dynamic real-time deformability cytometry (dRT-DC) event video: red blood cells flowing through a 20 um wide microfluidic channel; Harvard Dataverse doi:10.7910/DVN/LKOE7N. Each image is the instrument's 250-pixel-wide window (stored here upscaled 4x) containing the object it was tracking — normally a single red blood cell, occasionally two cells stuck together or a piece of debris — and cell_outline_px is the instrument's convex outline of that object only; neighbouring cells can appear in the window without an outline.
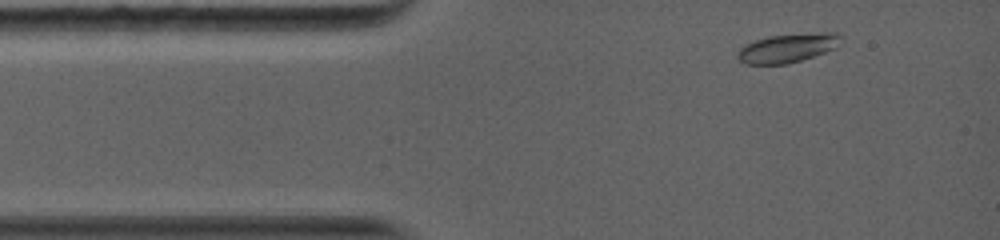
{"species": "common noctule bat (a hibernating species)", "species_latin": "Nyctalus noctula", "temperature_condition": "warm", "stored_images_in_passage": 84, "camera_frame_rate_fps": 5000, "um_per_image_px": 0.085, "animal": {"sex": "female", "body_mass_g": 19.0, "forearm_length_mm": 56.7}, "frame": {"image": 1, "passage_image": 6, "time_ms": 0.6, "image_size_px": [1000, 240], "cell_outline_px": [[840, 36], [832, 48], [824, 52], [788, 64], [744, 64], [736, 56], [740, 48], [744, 44], [768, 36], [820, 32], [836, 32]], "centroid_in_image_um": [66.85, 4.08], "position_along_channel_um": 18.2, "area_um2": 16.99}}
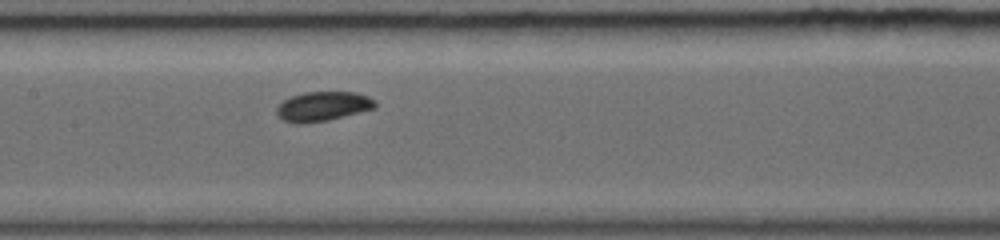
{"frame": {"image": 2, "passage_image": 35, "time_ms": 5.6, "image_size_px": [1000, 240], "cell_outline_px": [[376, 108], [328, 120], [304, 124], [296, 124], [284, 120], [276, 112], [276, 108], [284, 100], [292, 96], [304, 92], [356, 92], [368, 96], [376, 104]], "centroid_in_image_um": [27.44, 9.04], "position_along_channel_um": 180.0, "area_um2": 16.82}}
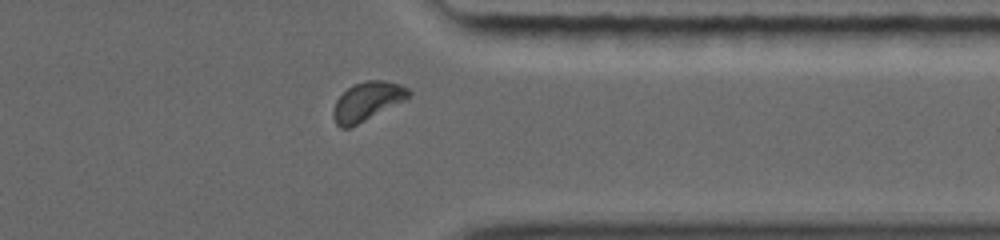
{"frame": {"image": 3, "passage_image": 69, "time_ms": 10.6, "image_size_px": [1000, 240], "cell_outline_px": [[412, 96], [348, 128], [340, 128], [336, 124], [332, 116], [332, 112], [336, 100], [352, 84], [364, 80], [384, 80], [400, 84], [408, 88], [412, 92]], "centroid_in_image_um": [31.21, 8.58], "position_along_channel_um": 380.2, "area_um2": 16.88}, "authors_computed_cell_mechanics": {"area_um2": 16.8487, "velocity_mm_per_s": 4.0566, "shape_relaxation_time_tau1_ms": 6.2648, "shape_relaxation_time_tau2_ms": null, "deformation_change_tau1": 0.1113, "deformation_change_tau2": null}}